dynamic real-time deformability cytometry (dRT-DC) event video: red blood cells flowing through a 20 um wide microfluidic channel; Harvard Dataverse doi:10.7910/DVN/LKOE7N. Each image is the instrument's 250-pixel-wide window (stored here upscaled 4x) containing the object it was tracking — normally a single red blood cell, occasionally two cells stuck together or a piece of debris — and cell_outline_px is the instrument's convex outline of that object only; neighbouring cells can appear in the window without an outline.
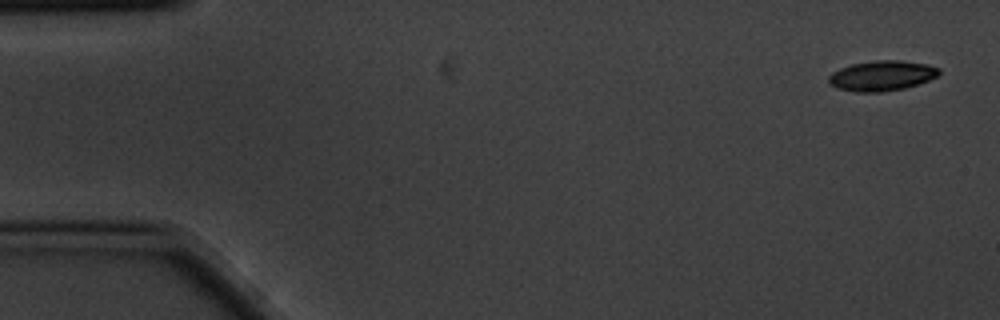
{"species": "common noctule bat (a hibernating species)", "species_latin": "Nyctalus noctula", "temperature_condition": "cold", "stored_images_in_passage": 4, "camera_frame_rate_fps": 3000, "um_per_image_px": 0.085, "animal": {"sex": "male", "body_mass_g": 20.1, "forearm_length_mm": 53.5}, "frame": {"image": 1, "passage_image": 1, "time_ms": 0.0, "image_size_px": [1000, 320], "cell_outline_px": [[940, 72], [936, 76], [928, 80], [904, 88], [880, 92], [856, 92], [836, 88], [828, 84], [828, 76], [832, 72], [840, 68], [852, 64], [876, 60], [900, 60], [928, 64], [940, 68]], "centroid_in_image_um": [74.92, 6.43], "position_along_channel_um": 10.1, "area_um2": 19.42}}